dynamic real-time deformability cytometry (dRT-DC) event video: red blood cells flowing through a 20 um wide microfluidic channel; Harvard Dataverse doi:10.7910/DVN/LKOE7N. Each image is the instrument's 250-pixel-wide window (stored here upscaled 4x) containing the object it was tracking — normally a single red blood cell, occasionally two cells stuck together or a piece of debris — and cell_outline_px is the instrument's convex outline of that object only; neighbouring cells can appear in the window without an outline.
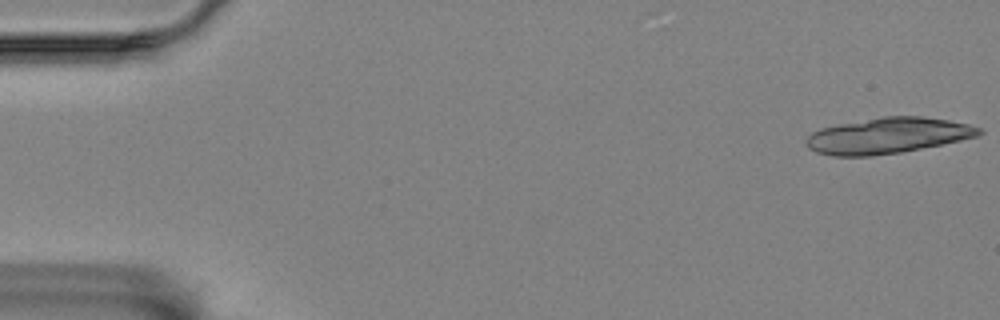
{"species": "Egyptian fruit bat (a non-hibernating species)", "species_latin": "Rousettus aegyptiacus", "temperature_condition": "room temperature", "stored_images_in_passage": 18, "camera_frame_rate_fps": 3000, "um_per_image_px": 0.085, "animal": {"sex": "female"}, "frame": {"image": 1, "passage_image": 1, "time_ms": 0.0, "image_size_px": [1000, 320], "cell_outline_px": [[984, 132], [980, 136], [900, 152], [872, 156], [832, 156], [816, 152], [808, 148], [804, 144], [804, 140], [812, 132], [820, 128], [840, 124], [884, 116], [924, 116], [948, 120], [968, 124], [980, 128]], "centroid_in_image_um": [75.43, 11.53], "position_along_channel_um": 9.6, "area_um2": 36.01}}